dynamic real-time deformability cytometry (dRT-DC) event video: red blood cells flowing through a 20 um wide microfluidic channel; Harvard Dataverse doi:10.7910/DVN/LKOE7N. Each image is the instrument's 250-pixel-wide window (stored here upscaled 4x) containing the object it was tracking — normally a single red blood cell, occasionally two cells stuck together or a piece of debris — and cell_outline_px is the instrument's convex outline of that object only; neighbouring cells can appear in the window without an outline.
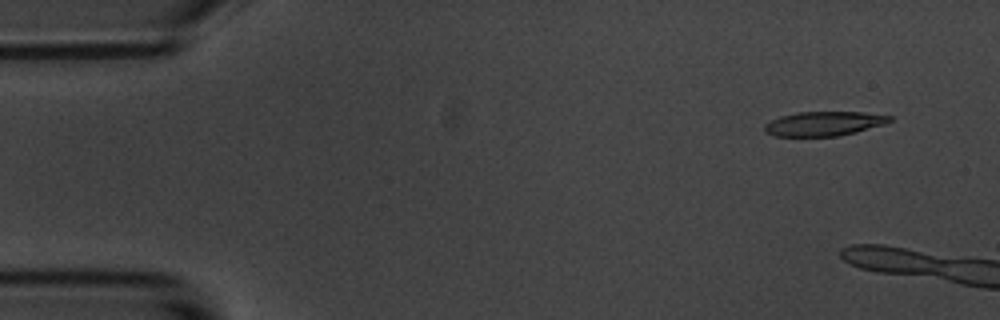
{"species": "common noctule bat (a hibernating species)", "species_latin": "Nyctalus noctula", "temperature_condition": "room temperature", "stored_images_in_passage": 5, "camera_frame_rate_fps": 3000, "um_per_image_px": 0.085, "animal": {"sex": "male", "body_mass_g": 20.1, "forearm_length_mm": 53.5}, "frame": {"image": 1, "passage_image": 1, "time_ms": 0.0, "image_size_px": [1000, 320], "cell_outline_px": [[892, 120], [884, 124], [856, 132], [836, 136], [772, 136], [764, 132], [764, 124], [780, 116], [796, 112], [864, 112], [892, 116]], "centroid_in_image_um": [70.0, 10.51], "position_along_channel_um": 15.0, "area_um2": 17.8}}